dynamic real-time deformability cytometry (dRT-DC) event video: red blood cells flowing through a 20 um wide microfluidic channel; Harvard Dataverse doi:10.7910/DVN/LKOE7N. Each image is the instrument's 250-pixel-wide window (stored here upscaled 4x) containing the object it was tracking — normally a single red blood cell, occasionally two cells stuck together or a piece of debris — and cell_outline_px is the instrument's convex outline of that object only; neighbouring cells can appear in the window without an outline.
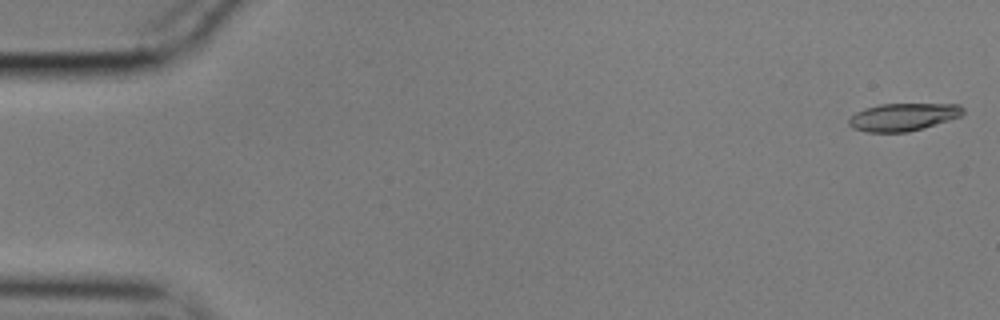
{"species": "common noctule bat (a hibernating species)", "species_latin": "Nyctalus noctula", "temperature_condition": "cold", "stored_images_in_passage": 48, "camera_frame_rate_fps": 3000, "um_per_image_px": 0.085, "animal": {"sex": "male", "body_mass_g": 17.9}, "frame": {"image": 1, "passage_image": 1, "time_ms": 0.0, "image_size_px": [1000, 320], "cell_outline_px": [[964, 112], [960, 116], [924, 128], [908, 132], [868, 132], [852, 128], [848, 124], [848, 120], [856, 112], [864, 108], [880, 104], [960, 104], [964, 108]], "centroid_in_image_um": [76.76, 9.94], "position_along_channel_um": 8.2, "area_um2": 18.38}}
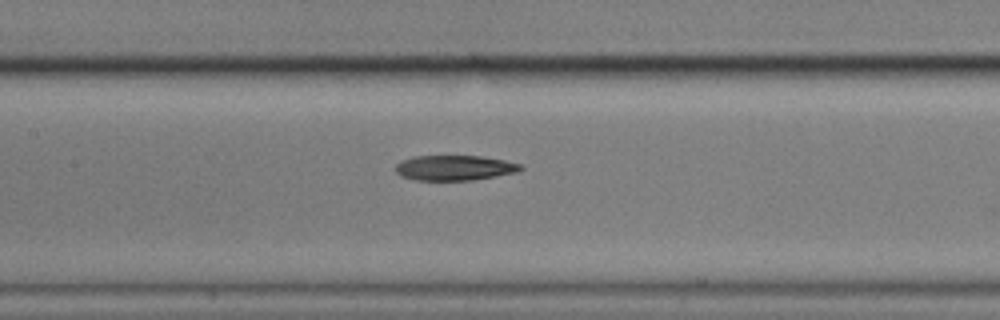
{"frame": {"image": 2, "passage_image": 26, "time_ms": 8.333, "image_size_px": [1000, 320], "cell_outline_px": [[524, 168], [520, 172], [472, 180], [416, 180], [400, 176], [396, 172], [396, 164], [400, 160], [412, 156], [480, 156], [504, 160], [520, 164]], "centroid_in_image_um": [38.63, 14.26], "position_along_channel_um": 168.8, "area_um2": 18.44}}
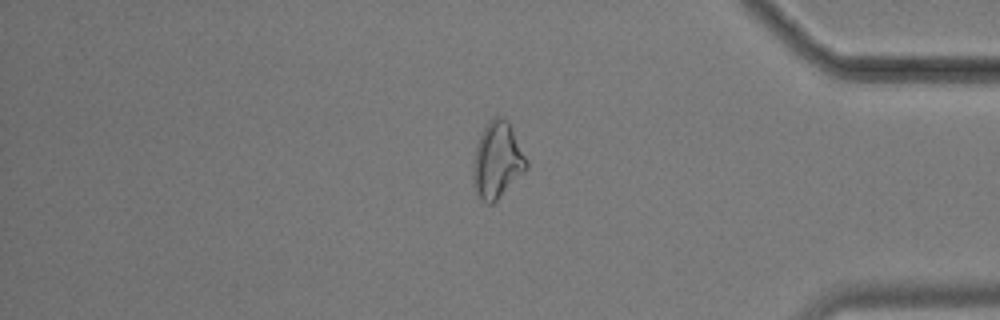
{"frame": {"image": 3, "passage_image": 47, "time_ms": 15.333, "image_size_px": [1000, 320], "cell_outline_px": [[528, 168], [492, 204], [488, 204], [480, 200], [476, 192], [472, 180], [472, 168], [476, 144], [484, 128], [492, 116], [504, 116], [508, 120], [528, 160]], "centroid_in_image_um": [42.26, 13.61], "position_along_channel_um": 392.9, "area_um2": 23.87}}